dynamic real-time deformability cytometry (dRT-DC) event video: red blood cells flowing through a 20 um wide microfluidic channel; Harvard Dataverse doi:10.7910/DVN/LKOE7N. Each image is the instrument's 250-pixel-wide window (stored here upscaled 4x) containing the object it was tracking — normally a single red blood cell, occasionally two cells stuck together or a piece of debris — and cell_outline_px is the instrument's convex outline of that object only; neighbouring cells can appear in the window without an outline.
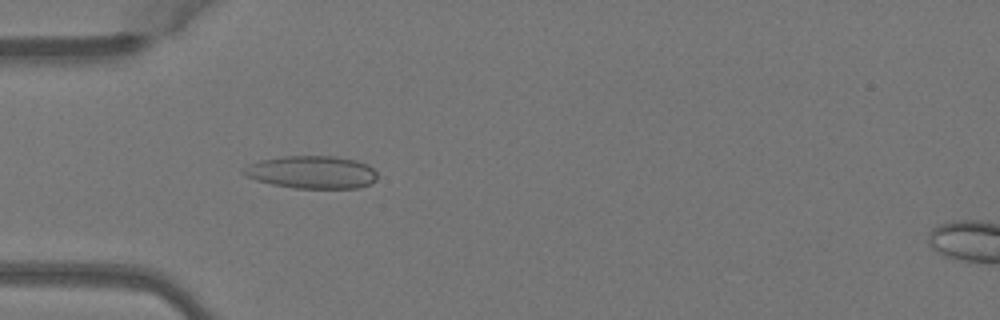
{"species": "Egyptian fruit bat (a non-hibernating species)", "species_latin": "Rousettus aegyptiacus", "temperature_condition": "warm", "stored_images_in_passage": 25, "camera_frame_rate_fps": 3000, "um_per_image_px": 0.085, "animal": {"sex": "female"}, "frame": {"image": 1, "passage_image": 1, "time_ms": 0.0, "image_size_px": [1000, 320], "cell_outline_px": [[376, 180], [360, 188], [292, 188], [272, 184], [256, 180], [244, 176], [240, 172], [244, 168], [260, 160], [284, 156], [336, 156], [356, 160], [368, 164], [376, 172]], "centroid_in_image_um": [26.5, 14.64], "position_along_channel_um": 58.5, "area_um2": 25.55}}
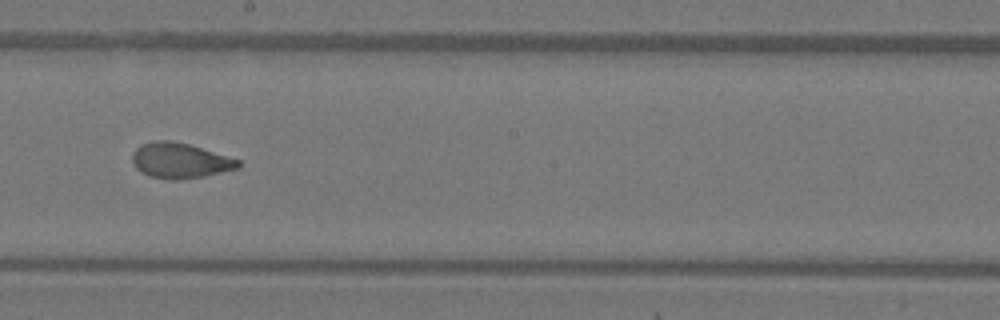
{"frame": {"image": 2, "passage_image": 14, "time_ms": 4.333, "image_size_px": [1000, 320], "cell_outline_px": [[240, 168], [200, 176], [176, 180], [172, 180], [148, 176], [136, 168], [132, 160], [132, 152], [140, 144], [152, 140], [172, 140], [188, 144], [240, 160]], "centroid_in_image_um": [15.25, 13.63], "position_along_channel_um": 233.0, "area_um2": 21.68}}
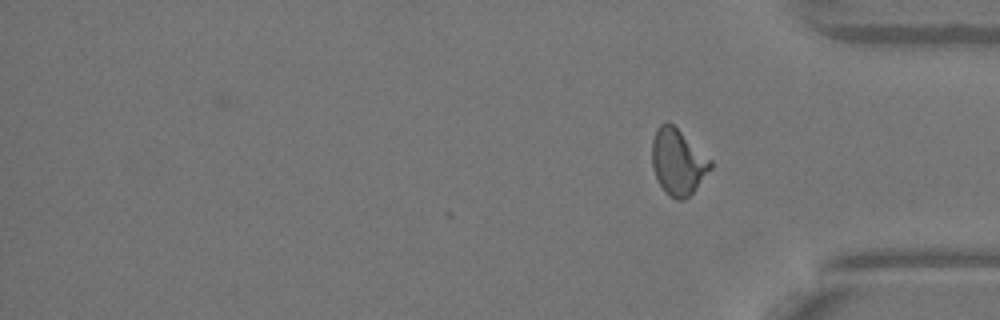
{"frame": {"image": 3, "passage_image": 25, "time_ms": 8.0, "image_size_px": [1000, 320], "cell_outline_px": [[712, 168], [696, 188], [684, 200], [676, 200], [668, 196], [664, 192], [656, 176], [652, 164], [652, 140], [656, 128], [660, 124], [668, 120], [712, 160]], "centroid_in_image_um": [57.61, 13.76], "position_along_channel_um": 377.6, "area_um2": 22.48}, "authors_computed_cell_mechanics": {"area_um2": 21.964, "velocity_mm_per_s": 4.1007, "shape_relaxation_time_tau1_ms": 9.3395, "shape_relaxation_time_tau2_ms": 1.0408, "deformation_change_tau1": 0.2473, "deformation_change_tau2": 0.069}}